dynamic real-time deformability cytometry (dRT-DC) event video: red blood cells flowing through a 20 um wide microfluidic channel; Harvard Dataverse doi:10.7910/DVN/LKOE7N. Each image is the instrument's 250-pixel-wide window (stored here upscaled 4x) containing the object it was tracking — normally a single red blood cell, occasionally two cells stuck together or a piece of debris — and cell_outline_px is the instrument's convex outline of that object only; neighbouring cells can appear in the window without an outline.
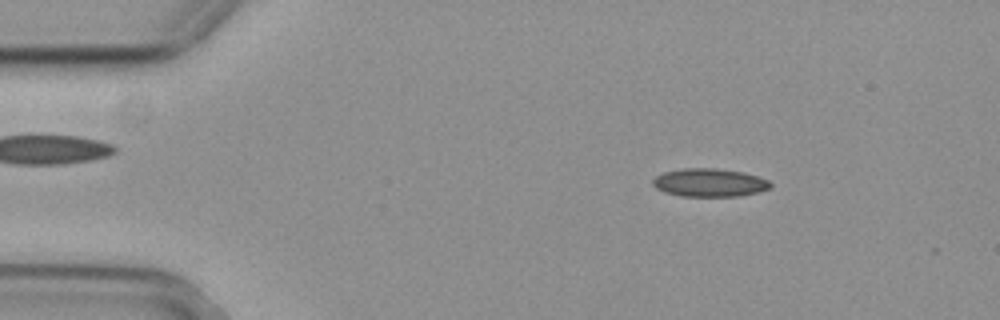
{"species": "common noctule bat (a hibernating species)", "species_latin": "Nyctalus noctula", "temperature_condition": "cold", "stored_images_in_passage": 53, "camera_frame_rate_fps": 3000, "um_per_image_px": 0.085, "animal": {"sex": "female", "body_mass_g": 29.2, "forearm_length_mm": 56.3}, "frame": {"image": 1, "passage_image": 8, "time_ms": 2.333, "image_size_px": [1000, 320], "cell_outline_px": [[772, 188], [760, 192], [740, 196], [680, 196], [664, 192], [656, 188], [652, 184], [652, 180], [656, 176], [664, 172], [684, 168], [716, 168], [744, 172], [768, 180], [772, 184]], "centroid_in_image_um": [60.32, 15.53], "position_along_channel_um": 24.7, "area_um2": 19.48}}
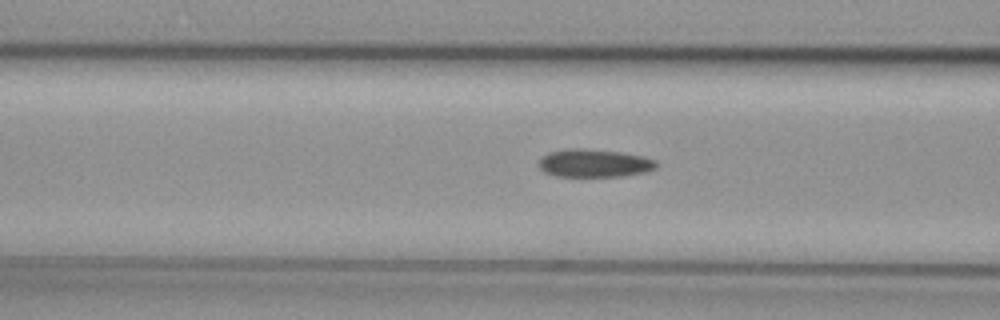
{"frame": {"image": 2, "passage_image": 21, "time_ms": 6.667, "image_size_px": [1000, 320], "cell_outline_px": [[656, 168], [644, 172], [624, 176], [556, 176], [544, 172], [540, 168], [540, 160], [548, 152], [568, 148], [584, 148], [620, 152], [644, 156], [656, 160]], "centroid_in_image_um": [50.52, 13.86], "position_along_channel_um": 116.1, "area_um2": 19.13}}
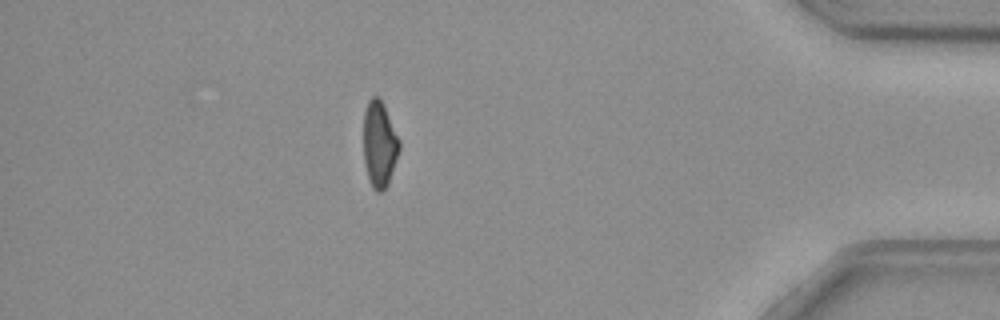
{"frame": {"image": 3, "passage_image": 48, "time_ms": 15.667, "image_size_px": [1000, 320], "cell_outline_px": [[400, 148], [388, 184], [380, 192], [376, 192], [372, 188], [368, 176], [364, 160], [364, 112], [368, 100], [372, 96], [376, 96], [384, 104], [400, 140]], "centroid_in_image_um": [32.25, 12.24], "position_along_channel_um": 402.9, "area_um2": 17.86}}